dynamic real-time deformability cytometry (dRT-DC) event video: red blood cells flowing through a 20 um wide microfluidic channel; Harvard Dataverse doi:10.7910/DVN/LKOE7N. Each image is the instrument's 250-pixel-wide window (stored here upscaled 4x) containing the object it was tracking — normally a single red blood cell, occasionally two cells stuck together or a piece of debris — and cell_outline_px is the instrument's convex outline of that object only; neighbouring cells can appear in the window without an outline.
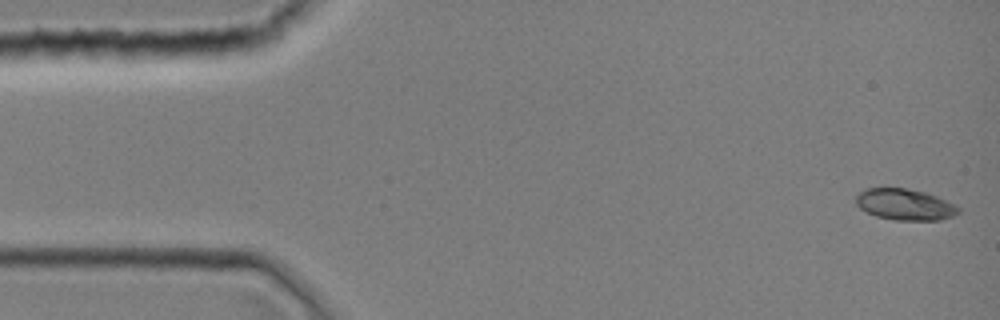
{"species": "common noctule bat (a hibernating species)", "species_latin": "Nyctalus noctula", "temperature_condition": "room temperature", "stored_images_in_passage": 4, "camera_frame_rate_fps": 3000, "um_per_image_px": 0.085, "animal": {"sex": "female", "body_mass_g": 19.0, "forearm_length_mm": 51.5}, "frame": {"image": 1, "passage_image": 1, "time_ms": 0.0, "image_size_px": [1000, 320], "cell_outline_px": [[960, 212], [952, 216], [940, 220], [896, 220], [876, 216], [860, 208], [856, 204], [856, 196], [864, 188], [904, 188], [924, 192], [936, 196], [956, 204], [960, 208]], "centroid_in_image_um": [76.93, 17.38], "position_along_channel_um": 8.1, "area_um2": 18.61}}